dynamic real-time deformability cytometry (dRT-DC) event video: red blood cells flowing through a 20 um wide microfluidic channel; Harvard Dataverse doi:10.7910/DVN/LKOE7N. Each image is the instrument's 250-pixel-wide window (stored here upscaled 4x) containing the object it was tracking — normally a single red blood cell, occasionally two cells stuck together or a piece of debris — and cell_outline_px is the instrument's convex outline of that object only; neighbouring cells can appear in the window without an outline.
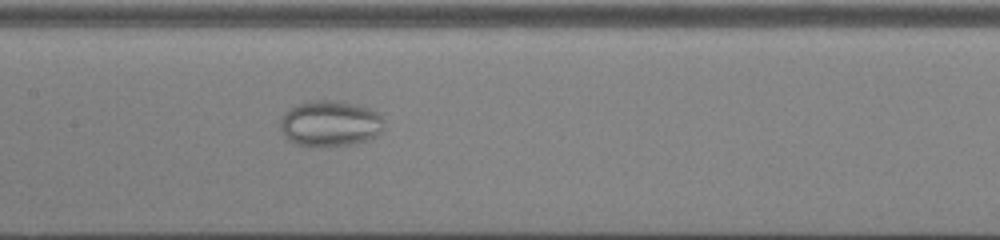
{"species": "common noctule bat (a hibernating species)", "species_latin": "Nyctalus noctula", "temperature_condition": "cold", "stored_images_in_passage": 53, "camera_frame_rate_fps": 3000, "um_per_image_px": 0.085, "animal": {"sex": "male", "body_mass_g": 13.0, "forearm_length_mm": 53.1}, "frame": {"image": 1, "passage_image": 28, "time_ms": 9.0, "image_size_px": [1000, 240], "cell_outline_px": [[384, 128], [376, 136], [352, 144], [296, 144], [288, 140], [280, 128], [280, 120], [284, 112], [296, 104], [312, 100], [336, 100], [356, 104], [368, 108], [376, 112], [384, 120]], "centroid_in_image_um": [28.05, 10.45], "position_along_channel_um": 179.3, "area_um2": 27.28}}
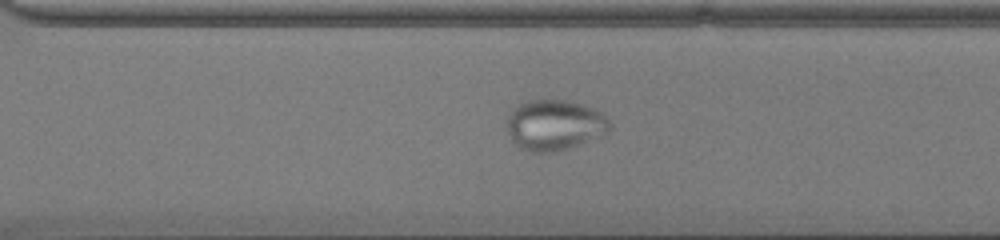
{"frame": {"image": 2, "passage_image": 39, "time_ms": 12.667, "image_size_px": [1000, 240], "cell_outline_px": [[608, 132], [604, 136], [556, 152], [532, 152], [520, 148], [512, 140], [504, 124], [512, 108], [528, 100], [564, 100], [580, 104], [592, 108], [600, 112], [608, 120]], "centroid_in_image_um": [47.09, 10.64], "position_along_channel_um": 323.5, "area_um2": 30.35}}
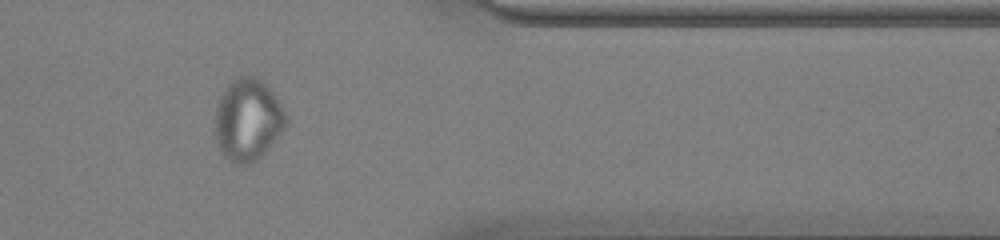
{"frame": {"image": 3, "passage_image": 45, "time_ms": 14.667, "image_size_px": [1000, 240], "cell_outline_px": [[288, 124], [284, 132], [252, 164], [236, 164], [224, 156], [220, 148], [216, 136], [216, 104], [220, 96], [228, 84], [232, 80], [240, 76], [252, 76], [264, 80], [288, 116]], "centroid_in_image_um": [21.1, 10.17], "position_along_channel_um": 390.3, "area_um2": 33.93}}